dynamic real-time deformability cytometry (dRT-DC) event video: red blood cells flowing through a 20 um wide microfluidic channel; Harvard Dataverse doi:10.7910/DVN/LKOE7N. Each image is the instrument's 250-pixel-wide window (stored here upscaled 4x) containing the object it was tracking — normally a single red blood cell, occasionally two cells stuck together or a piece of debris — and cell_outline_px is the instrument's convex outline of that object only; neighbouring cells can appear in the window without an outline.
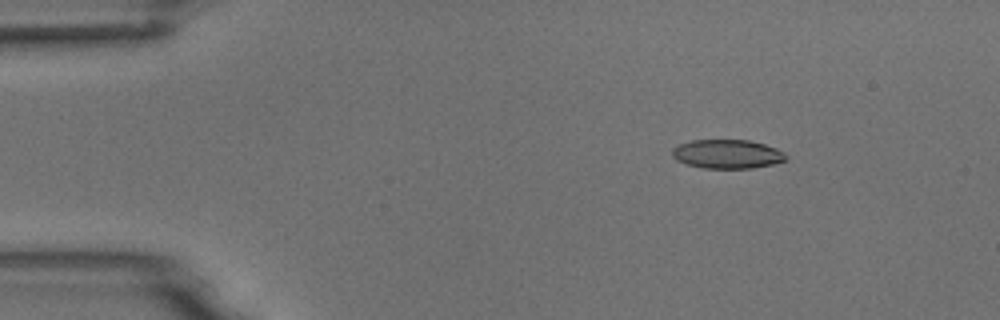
{"species": "common noctule bat (a hibernating species)", "species_latin": "Nyctalus noctula", "temperature_condition": "room temperature", "stored_images_in_passage": 8, "camera_frame_rate_fps": 3000, "um_per_image_px": 0.085, "animal": {"sex": "male", "body_mass_g": 18.8}, "frame": {"image": 1, "passage_image": 2, "time_ms": 0.333, "image_size_px": [1000, 320], "cell_outline_px": [[788, 160], [772, 164], [752, 168], [704, 168], [688, 164], [676, 160], [672, 156], [672, 148], [680, 144], [692, 140], [748, 140], [764, 144], [776, 148], [784, 152], [788, 156]], "centroid_in_image_um": [61.84, 13.09], "position_along_channel_um": 23.2, "area_um2": 19.19}}
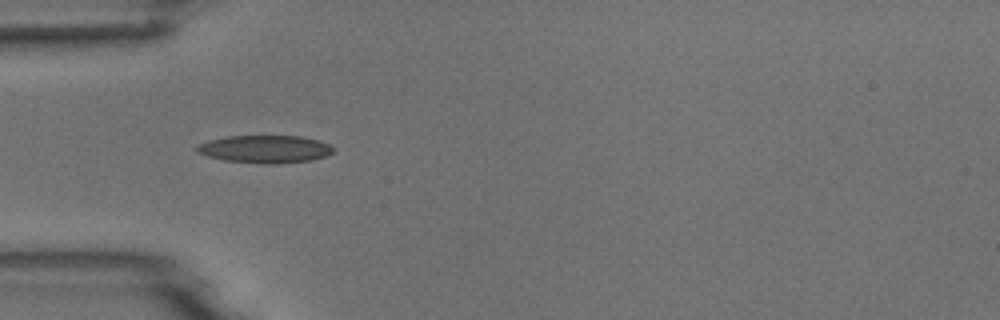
{"frame": {"image": 2, "passage_image": 4, "time_ms": 1.0, "image_size_px": [1000, 320], "cell_outline_px": [[336, 148], [328, 156], [312, 160], [276, 164], [260, 164], [224, 160], [208, 156], [196, 152], [192, 148], [196, 144], [208, 140], [228, 136], [300, 136], [320, 140], [332, 144]], "centroid_in_image_um": [22.54, 12.67], "position_along_channel_um": 62.5, "area_um2": 22.54}}
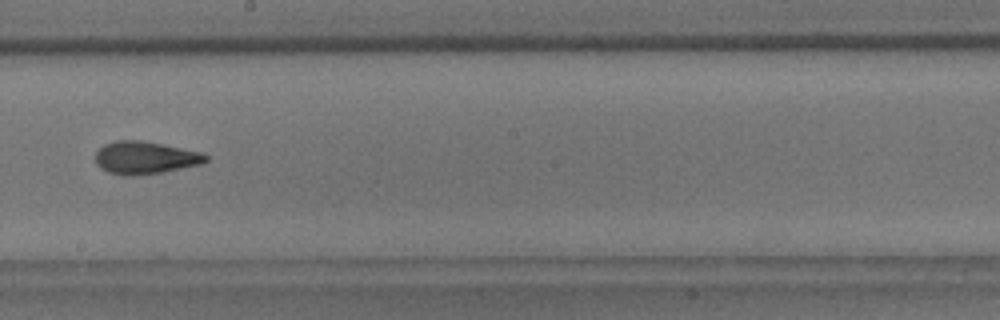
{"frame": {"image": 3, "passage_image": 8, "time_ms": 2.333, "image_size_px": [1000, 320], "cell_outline_px": [[208, 160], [204, 164], [164, 172], [132, 176], [124, 176], [108, 172], [100, 168], [96, 164], [96, 152], [104, 144], [116, 140], [140, 140], [204, 152], [208, 156]], "centroid_in_image_um": [12.37, 13.41], "position_along_channel_um": 235.8, "area_um2": 21.27}}